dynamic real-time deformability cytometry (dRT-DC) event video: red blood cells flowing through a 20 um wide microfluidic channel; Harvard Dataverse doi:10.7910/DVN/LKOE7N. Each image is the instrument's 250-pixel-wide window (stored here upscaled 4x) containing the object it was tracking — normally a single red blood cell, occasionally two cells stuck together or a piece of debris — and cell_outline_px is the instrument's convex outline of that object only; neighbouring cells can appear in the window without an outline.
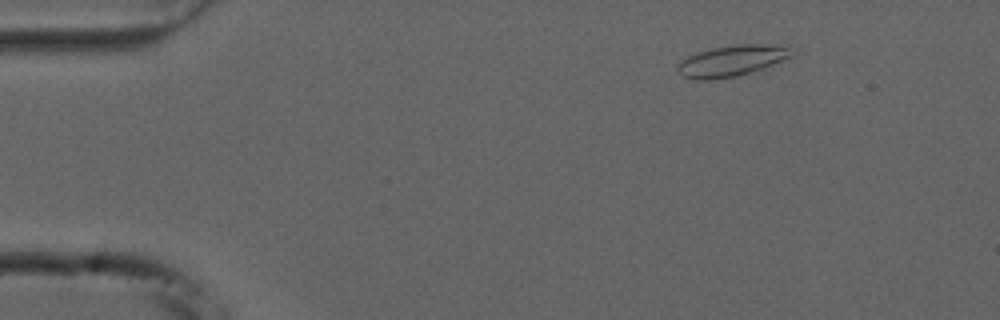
{"species": "common noctule bat (a hibernating species)", "species_latin": "Nyctalus noctula", "temperature_condition": "cold", "stored_images_in_passage": 55, "camera_frame_rate_fps": 3000, "um_per_image_px": 0.085, "animal": {"sex": "male", "forearm_length_mm": 52.5}, "frame": {"image": 1, "passage_image": 8, "time_ms": 2.333, "image_size_px": [1000, 320], "cell_outline_px": [[796, 56], [764, 72], [708, 80], [696, 80], [684, 76], [676, 72], [676, 64], [680, 60], [696, 52], [708, 48], [736, 44], [788, 44]], "centroid_in_image_um": [62.35, 5.17], "position_along_channel_um": 22.7, "area_um2": 22.2}}
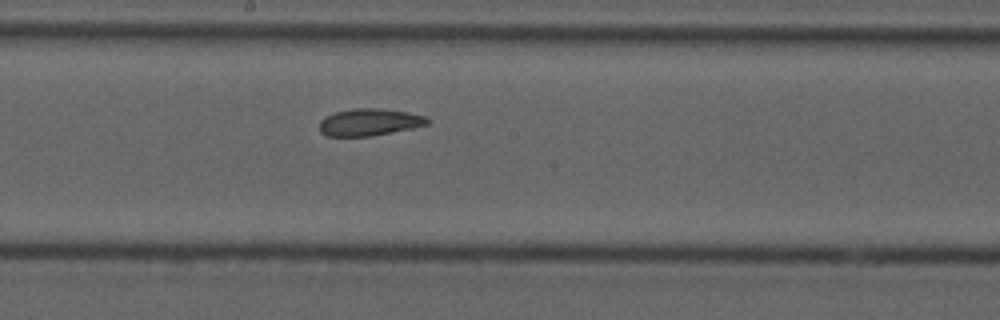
{"frame": {"image": 2, "passage_image": 30, "time_ms": 9.667, "image_size_px": [1000, 320], "cell_outline_px": [[428, 124], [412, 128], [368, 136], [328, 136], [320, 132], [320, 120], [324, 116], [336, 112], [356, 108], [380, 108], [408, 112], [424, 116], [428, 120]], "centroid_in_image_um": [31.36, 10.37], "position_along_channel_um": 216.8, "area_um2": 16.82}}
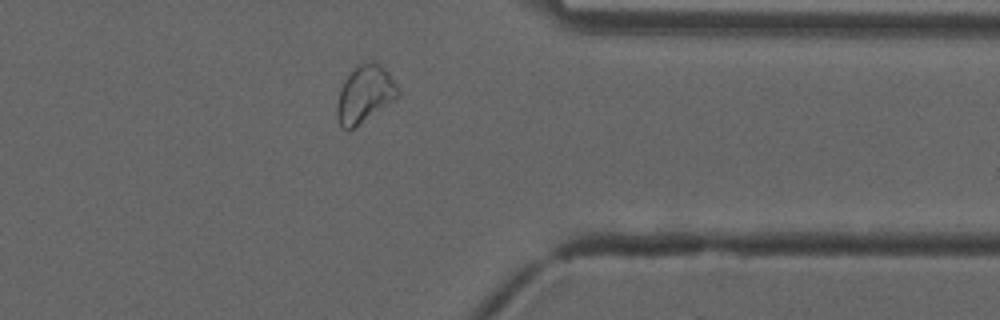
{"frame": {"image": 3, "passage_image": 44, "time_ms": 14.333, "image_size_px": [1000, 320], "cell_outline_px": [[400, 96], [356, 128], [344, 128], [340, 124], [336, 116], [336, 104], [340, 88], [344, 80], [360, 64], [380, 64], [388, 72], [400, 88]], "centroid_in_image_um": [31.02, 8.05], "position_along_channel_um": 380.4, "area_um2": 20.17}, "authors_computed_cell_mechanics": {"area_um2": 20.1722, "velocity_mm_per_s": 3.7062, "shape_relaxation_time_tau1_ms": null, "shape_relaxation_time_tau2_ms": 3.7592, "deformation_change_tau1": null, "deformation_change_tau2": 0.0889}}